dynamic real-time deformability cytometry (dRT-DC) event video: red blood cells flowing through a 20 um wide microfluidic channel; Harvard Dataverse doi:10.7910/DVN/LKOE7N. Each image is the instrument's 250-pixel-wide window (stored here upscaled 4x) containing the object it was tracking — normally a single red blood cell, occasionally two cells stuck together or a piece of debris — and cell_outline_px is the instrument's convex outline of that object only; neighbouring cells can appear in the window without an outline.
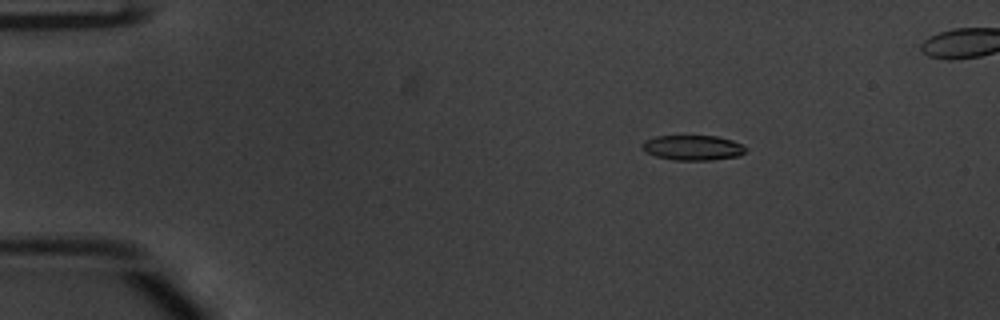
{"species": "common noctule bat (a hibernating species)", "species_latin": "Nyctalus noctula", "temperature_condition": "warm", "stored_images_in_passage": 49, "camera_frame_rate_fps": 3000, "um_per_image_px": 0.085, "animal": {"sex": "male", "body_mass_g": 20.1, "forearm_length_mm": 53.5}, "frame": {"image": 1, "passage_image": 6, "time_ms": 1.667, "image_size_px": [1000, 320], "cell_outline_px": [[748, 148], [740, 156], [712, 160], [672, 160], [656, 156], [644, 152], [640, 144], [644, 140], [656, 136], [716, 136], [732, 140], [744, 144]], "centroid_in_image_um": [58.89, 12.56], "position_along_channel_um": 26.1, "area_um2": 15.37}}
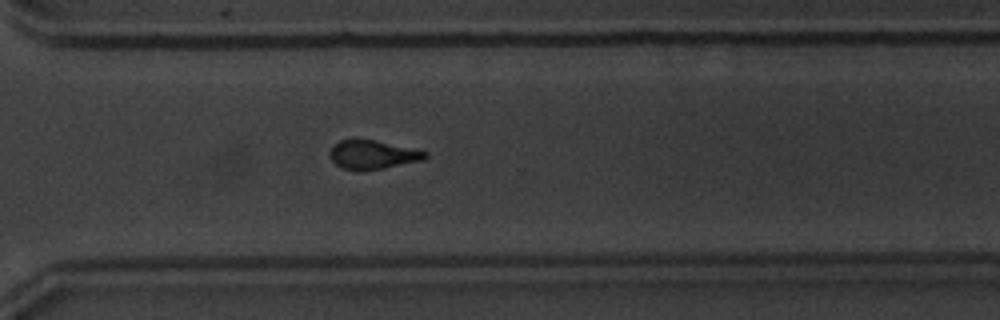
{"frame": {"image": 2, "passage_image": 36, "time_ms": 11.667, "image_size_px": [1000, 320], "cell_outline_px": [[428, 156], [424, 160], [384, 168], [344, 168], [336, 164], [328, 156], [328, 152], [340, 140], [372, 140], [428, 152]], "centroid_in_image_um": [31.7, 13.13], "position_along_channel_um": 338.9, "area_um2": 15.26}}
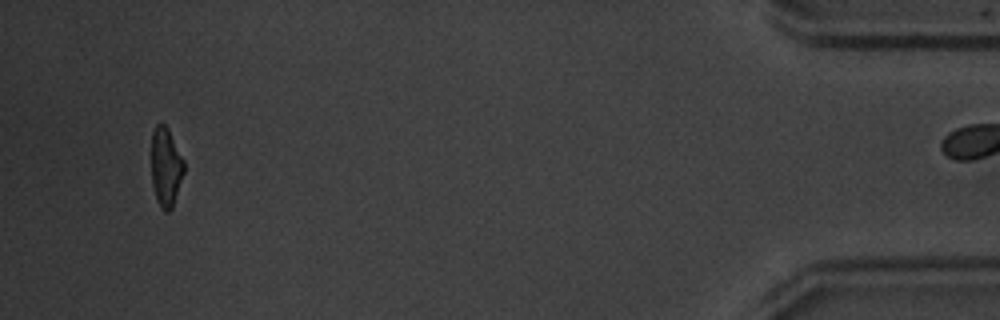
{"frame": {"image": 3, "passage_image": 48, "time_ms": 15.667, "image_size_px": [1000, 320], "cell_outline_px": [[184, 172], [172, 208], [168, 212], [164, 212], [160, 208], [156, 200], [152, 184], [152, 132], [156, 124], [160, 120], [168, 128], [184, 160]], "centroid_in_image_um": [14.09, 14.19], "position_along_channel_um": 421.1, "area_um2": 15.14}}